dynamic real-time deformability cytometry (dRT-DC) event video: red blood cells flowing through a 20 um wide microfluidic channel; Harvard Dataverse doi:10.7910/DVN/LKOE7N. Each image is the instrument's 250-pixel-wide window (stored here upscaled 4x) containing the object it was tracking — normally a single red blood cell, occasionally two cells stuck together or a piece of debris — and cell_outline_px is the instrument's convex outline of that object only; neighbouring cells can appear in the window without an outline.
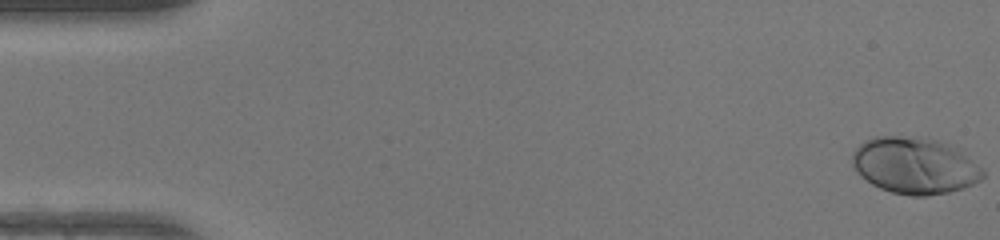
{"species": "human", "species_latin": "Homo sapiens", "temperature_condition": "warm", "stored_images_in_passage": 49, "camera_frame_rate_fps": 3000, "um_per_image_px": 0.085, "donor": {"sex": "female"}, "frame": {"image": 1, "passage_image": 1, "time_ms": 0.0, "image_size_px": [1000, 240], "cell_outline_px": [[984, 176], [980, 180], [964, 188], [948, 192], [928, 196], [912, 196], [892, 192], [880, 188], [872, 184], [860, 176], [856, 172], [852, 164], [852, 152], [860, 144], [876, 136], [920, 136], [936, 140], [956, 148], [980, 168], [984, 172]], "centroid_in_image_um": [77.71, 14.08], "position_along_channel_um": 7.3, "area_um2": 42.77}}
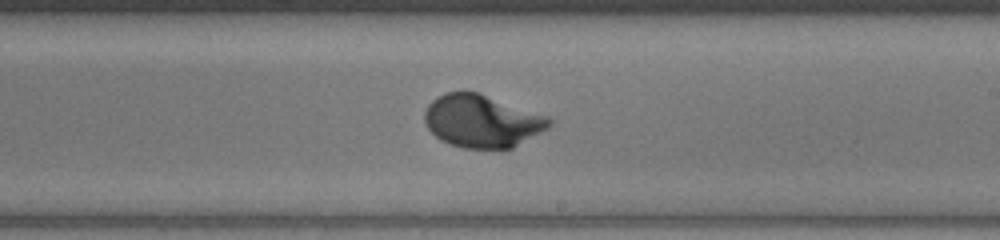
{"frame": {"image": 2, "passage_image": 29, "time_ms": 9.333, "image_size_px": [1000, 240], "cell_outline_px": [[552, 124], [548, 128], [512, 148], [464, 148], [440, 140], [428, 128], [424, 120], [424, 112], [428, 104], [432, 100], [444, 92], [460, 88], [480, 92], [548, 116], [552, 120]], "centroid_in_image_um": [40.94, 10.24], "position_along_channel_um": 248.1, "area_um2": 38.73}}
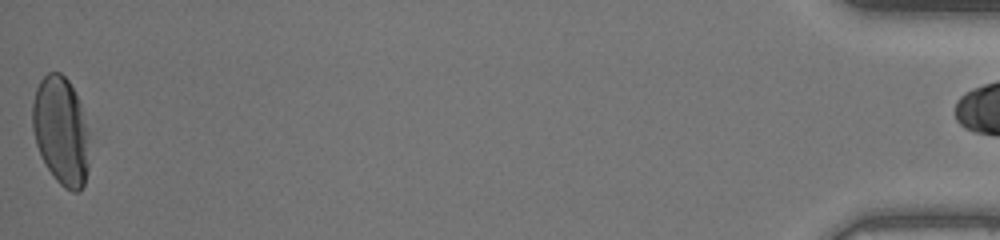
{"frame": {"image": 3, "passage_image": 49, "time_ms": 16.0, "image_size_px": [1000, 240], "cell_outline_px": [[88, 168], [84, 184], [80, 192], [72, 192], [64, 188], [56, 180], [40, 156], [36, 144], [32, 128], [32, 104], [36, 88], [40, 80], [48, 72], [60, 72], [68, 80], [80, 104], [88, 132]], "centroid_in_image_um": [5.17, 11.14], "position_along_channel_um": 430.0, "area_um2": 35.89}, "authors_computed_cell_mechanics": {"area_um2": 37.9168, "velocity_mm_per_s": 4.2527, "shape_relaxation_time_tau1_ms": 2.5199, "shape_relaxation_time_tau2_ms": null, "deformation_change_tau1": 0.1908, "deformation_change_tau2": null}}